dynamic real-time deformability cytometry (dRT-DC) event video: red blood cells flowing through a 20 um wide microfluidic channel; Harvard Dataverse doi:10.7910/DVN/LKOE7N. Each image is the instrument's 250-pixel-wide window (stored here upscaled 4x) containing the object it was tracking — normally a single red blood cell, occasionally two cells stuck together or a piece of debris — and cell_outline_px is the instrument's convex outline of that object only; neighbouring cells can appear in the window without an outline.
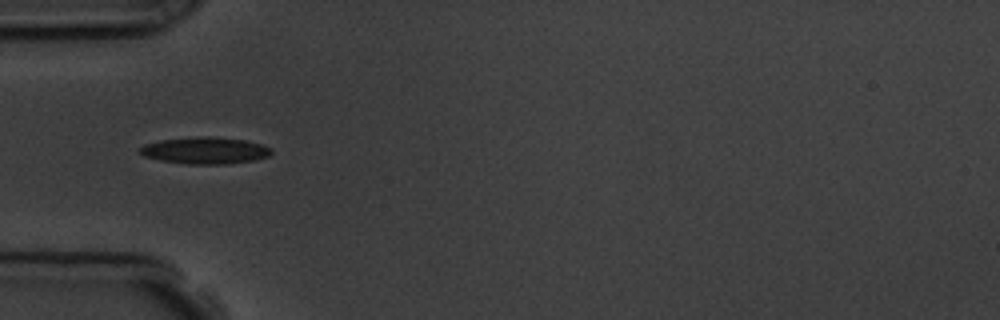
{"species": "common noctule bat (a hibernating species)", "species_latin": "Nyctalus noctula", "temperature_condition": "room temperature", "stored_images_in_passage": 6, "camera_frame_rate_fps": 3000, "um_per_image_px": 0.085, "animal": {"sex": "male", "body_mass_g": 19.5, "forearm_length_mm": 54.6}, "frame": {"image": 1, "passage_image": 1, "time_ms": 0.0, "image_size_px": [1000, 320], "cell_outline_px": [[272, 152], [268, 156], [256, 160], [228, 164], [188, 164], [160, 160], [144, 156], [136, 152], [144, 144], [160, 140], [204, 136], [208, 136], [244, 140], [260, 144], [272, 148]], "centroid_in_image_um": [17.42, 12.8], "position_along_channel_um": 67.6, "area_um2": 20.52}}